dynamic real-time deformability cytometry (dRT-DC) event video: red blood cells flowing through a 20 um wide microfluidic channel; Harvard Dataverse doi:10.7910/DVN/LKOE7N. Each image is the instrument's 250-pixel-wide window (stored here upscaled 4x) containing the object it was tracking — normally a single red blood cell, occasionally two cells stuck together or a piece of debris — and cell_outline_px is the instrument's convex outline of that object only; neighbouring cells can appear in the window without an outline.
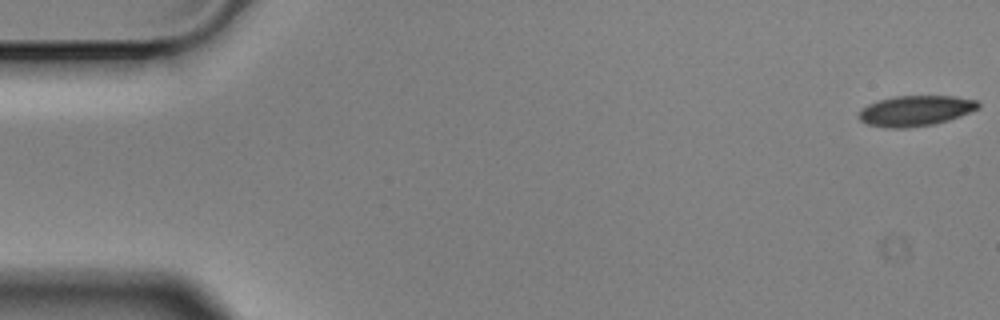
{"species": "Egyptian fruit bat (a non-hibernating species)", "species_latin": "Rousettus aegyptiacus", "temperature_condition": "cold", "stored_images_in_passage": 57, "camera_frame_rate_fps": 3000, "um_per_image_px": 0.085, "animal": {"sex": "male"}, "frame": {"image": 1, "passage_image": 1, "time_ms": 0.0, "image_size_px": [1000, 320], "cell_outline_px": [[980, 108], [960, 116], [936, 124], [908, 128], [884, 128], [868, 124], [860, 120], [856, 116], [868, 104], [880, 100], [896, 96], [956, 96], [976, 100], [980, 104]], "centroid_in_image_um": [77.83, 9.42], "position_along_channel_um": 7.2, "area_um2": 21.27}}
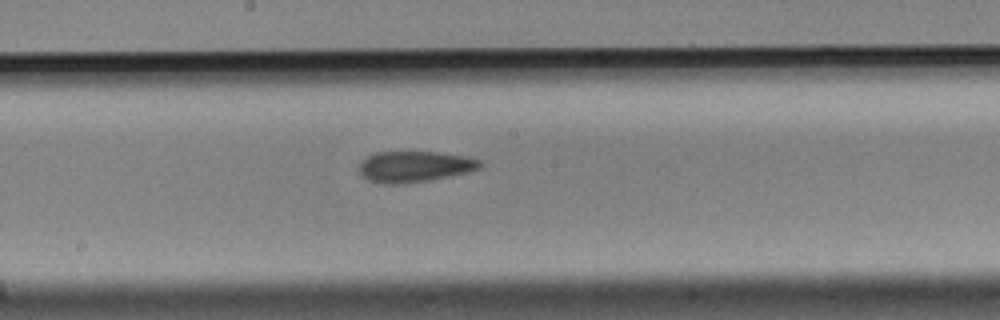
{"frame": {"image": 2, "passage_image": 30, "time_ms": 9.667, "image_size_px": [1000, 320], "cell_outline_px": [[484, 164], [480, 168], [468, 172], [428, 180], [404, 184], [384, 184], [368, 180], [360, 176], [356, 168], [368, 156], [376, 152], [436, 152], [464, 156], [480, 160]], "centroid_in_image_um": [35.19, 14.17], "position_along_channel_um": 213.0, "area_um2": 21.91}}
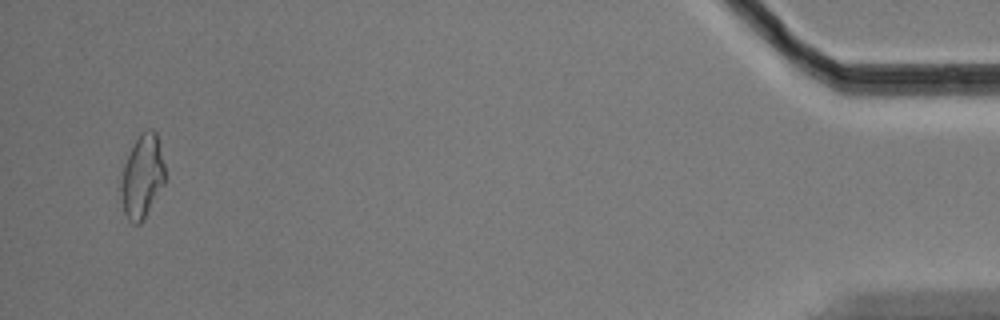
{"frame": {"image": 3, "passage_image": 55, "time_ms": 18.0, "image_size_px": [1000, 320], "cell_outline_px": [[168, 180], [144, 220], [140, 224], [132, 224], [128, 220], [124, 212], [120, 196], [120, 184], [124, 164], [136, 140], [148, 128], [152, 128], [156, 132]], "centroid_in_image_um": [12.12, 15.08], "position_along_channel_um": 423.1, "area_um2": 21.79}, "authors_computed_cell_mechanics": {"area_um2": 21.9062, "velocity_mm_per_s": 3.5168, "shape_relaxation_time_tau1_ms": 6.653, "shape_relaxation_time_tau2_ms": 4.0685, "deformation_change_tau1": 0.13, "deformation_change_tau2": 0.0997}}